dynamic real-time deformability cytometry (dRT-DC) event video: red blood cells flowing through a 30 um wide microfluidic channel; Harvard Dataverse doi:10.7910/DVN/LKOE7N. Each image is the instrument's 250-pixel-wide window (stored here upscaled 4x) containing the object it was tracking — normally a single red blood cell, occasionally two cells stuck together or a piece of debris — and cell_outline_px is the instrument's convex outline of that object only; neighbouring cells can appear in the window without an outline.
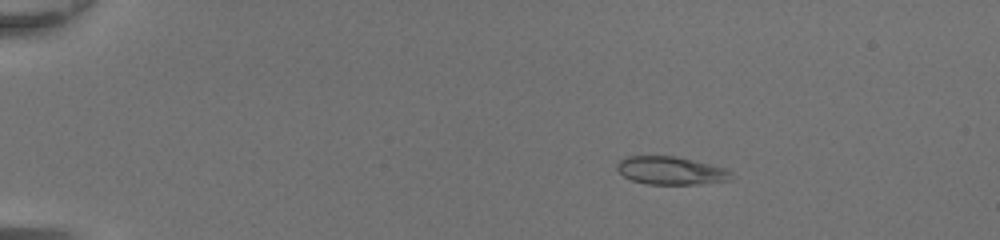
{"species": "common noctule bat (a hibernating species)", "species_latin": "Nyctalus noctula", "temperature_condition": "room temperature", "stored_images_in_passage": 41, "camera_frame_rate_fps": 3000, "um_per_image_px": 0.085, "animal": {"sex": "female", "body_mass_g": 20.0, "forearm_length_mm": 54.0}, "frame": {"image": 1, "passage_image": 2, "time_ms": 0.333, "image_size_px": [1000, 240], "cell_outline_px": [[736, 176], [732, 180], [700, 184], [648, 184], [632, 180], [624, 176], [616, 168], [616, 164], [624, 156], [672, 156], [692, 160], [724, 168], [732, 172]], "centroid_in_image_um": [57.04, 14.51], "position_along_channel_um": 28.0, "area_um2": 18.67}}
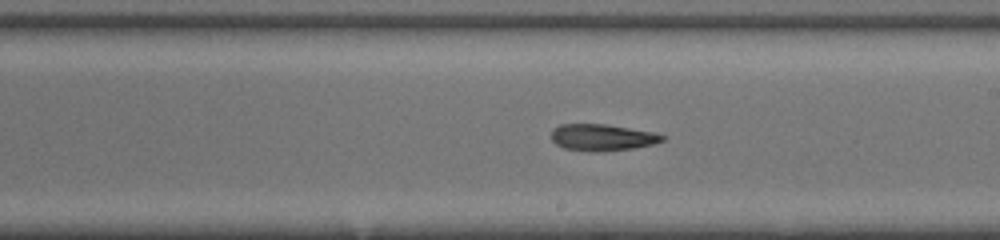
{"frame": {"image": 2, "passage_image": 23, "time_ms": 7.333, "image_size_px": [1000, 240], "cell_outline_px": [[664, 140], [652, 144], [636, 148], [600, 152], [592, 152], [564, 148], [556, 144], [552, 140], [552, 128], [560, 124], [604, 124], [652, 132], [664, 136]], "centroid_in_image_um": [51.15, 11.69], "position_along_channel_um": 237.9, "area_um2": 17.17}}
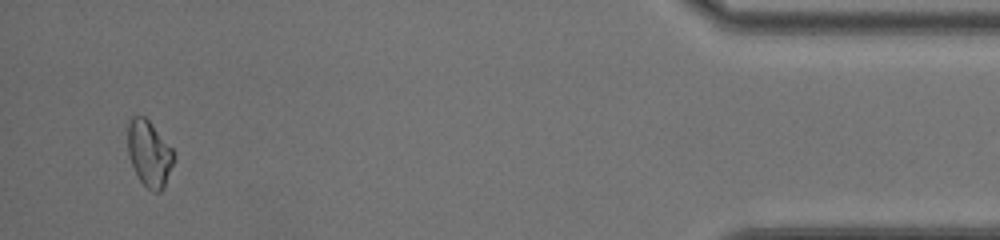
{"frame": {"image": 3, "passage_image": 40, "time_ms": 13.0, "image_size_px": [1000, 240], "cell_outline_px": [[176, 156], [164, 188], [160, 192], [152, 192], [140, 180], [132, 164], [128, 152], [128, 124], [132, 116], [144, 116], [152, 124], [172, 148]], "centroid_in_image_um": [12.71, 13.06], "position_along_channel_um": 422.5, "area_um2": 17.63}, "authors_computed_cell_mechanics": {"area_um2": 18.1492, "velocity_mm_per_s": 4.4079, "shape_relaxation_time_tau1_ms": null, "shape_relaxation_time_tau2_ms": 8.5679, "deformation_change_tau1": null, "deformation_change_tau2": 0.1613}}